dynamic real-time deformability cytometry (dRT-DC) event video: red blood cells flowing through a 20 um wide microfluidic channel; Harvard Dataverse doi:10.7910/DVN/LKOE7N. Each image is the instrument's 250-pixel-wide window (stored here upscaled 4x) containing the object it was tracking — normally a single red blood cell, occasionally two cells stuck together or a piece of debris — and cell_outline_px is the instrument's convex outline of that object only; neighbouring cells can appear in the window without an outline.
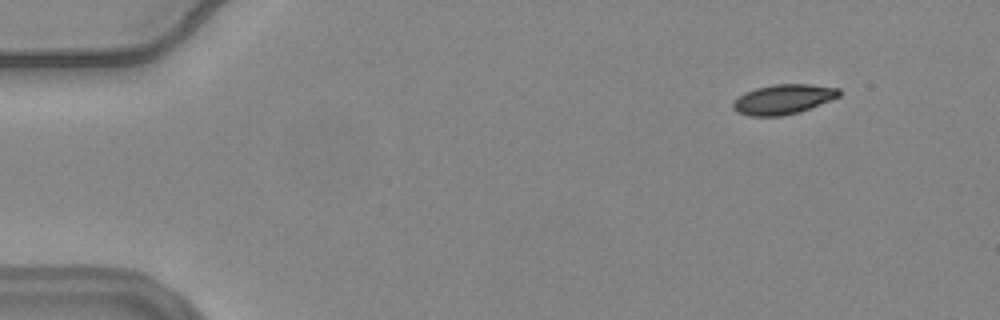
{"species": "common noctule bat (a hibernating species)", "species_latin": "Nyctalus noctula", "temperature_condition": "warm", "stored_images_in_passage": 57, "camera_frame_rate_fps": 3000, "um_per_image_px": 0.085, "animal": {"sex": "female", "body_mass_g": 24.6, "forearm_length_mm": 56.2}, "frame": {"image": 1, "passage_image": 7, "time_ms": 2.0, "image_size_px": [1000, 320], "cell_outline_px": [[840, 96], [800, 112], [780, 116], [748, 116], [736, 112], [732, 108], [732, 104], [744, 92], [756, 88], [772, 84], [808, 84], [840, 88]], "centroid_in_image_um": [66.56, 8.44], "position_along_channel_um": 18.4, "area_um2": 18.44}}
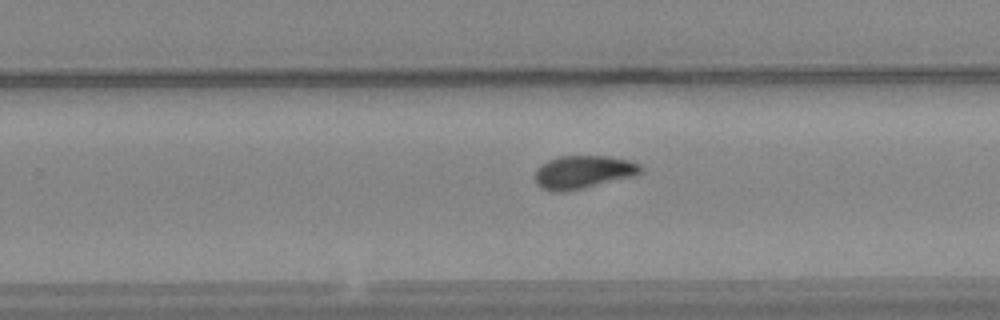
{"frame": {"image": 2, "passage_image": 37, "time_ms": 12.0, "image_size_px": [1000, 320], "cell_outline_px": [[640, 172], [636, 176], [564, 192], [552, 192], [540, 188], [536, 184], [536, 168], [540, 164], [548, 160], [560, 156], [608, 156], [628, 160], [640, 164]], "centroid_in_image_um": [49.53, 14.63], "position_along_channel_um": 280.3, "area_um2": 20.4}}
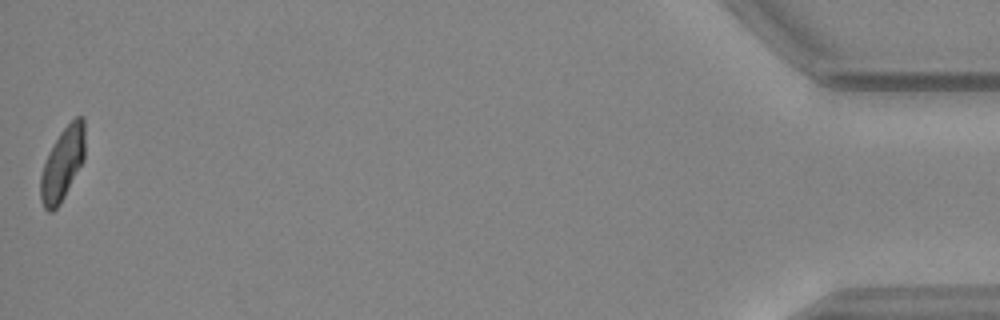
{"frame": {"image": 3, "passage_image": 57, "time_ms": 18.667, "image_size_px": [1000, 320], "cell_outline_px": [[84, 160], [60, 204], [52, 212], [48, 212], [44, 208], [40, 200], [40, 176], [48, 152], [60, 132], [76, 116], [84, 116]], "centroid_in_image_um": [5.3, 13.95], "position_along_channel_um": 429.9, "area_um2": 18.84}, "authors_computed_cell_mechanics": {"area_um2": 19.5942, "velocity_mm_per_s": 3.6853, "shape_relaxation_time_tau1_ms": 6.8036, "shape_relaxation_time_tau2_ms": 6.2425, "deformation_change_tau1": 0.1748, "deformation_change_tau2": 0.1019}}